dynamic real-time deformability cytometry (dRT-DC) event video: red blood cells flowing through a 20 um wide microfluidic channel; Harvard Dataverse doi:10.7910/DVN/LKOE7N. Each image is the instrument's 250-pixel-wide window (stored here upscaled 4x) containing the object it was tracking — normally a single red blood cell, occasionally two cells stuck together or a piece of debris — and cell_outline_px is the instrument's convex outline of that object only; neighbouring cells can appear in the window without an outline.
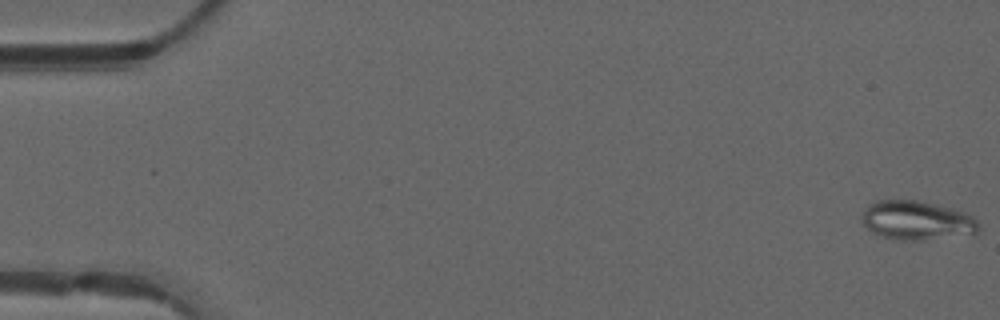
{"species": "common noctule bat (a hibernating species)", "species_latin": "Nyctalus noctula", "temperature_condition": "warm", "stored_images_in_passage": 14, "camera_frame_rate_fps": 3000, "um_per_image_px": 0.085, "animal": {"sex": "male", "forearm_length_mm": 52.5}, "frame": {"image": 1, "passage_image": 1, "time_ms": 0.0, "image_size_px": [1000, 320], "cell_outline_px": [[980, 232], [920, 240], [896, 240], [876, 236], [864, 224], [860, 216], [868, 204], [876, 200], [916, 200], [936, 204], [952, 208], [964, 212], [972, 216], [980, 224]], "centroid_in_image_um": [77.88, 18.73], "position_along_channel_um": 7.1, "area_um2": 26.7}}